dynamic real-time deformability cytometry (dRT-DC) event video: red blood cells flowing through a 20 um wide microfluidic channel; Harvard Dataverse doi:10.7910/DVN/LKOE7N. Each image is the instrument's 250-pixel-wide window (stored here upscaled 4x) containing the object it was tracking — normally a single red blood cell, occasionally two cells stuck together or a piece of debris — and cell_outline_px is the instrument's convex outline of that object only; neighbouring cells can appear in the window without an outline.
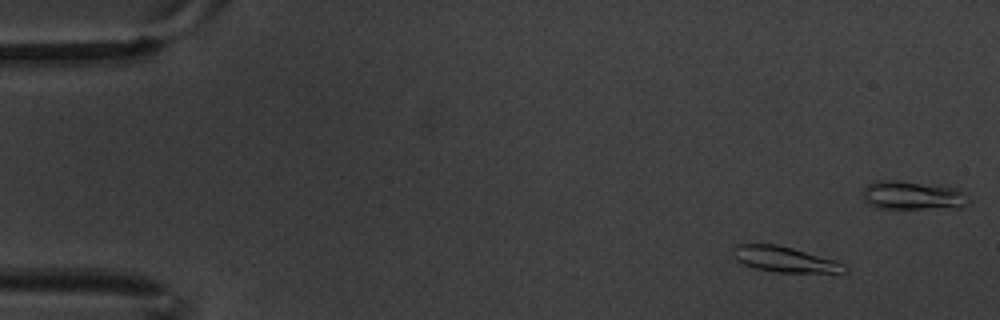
{"species": "common noctule bat (a hibernating species)", "species_latin": "Nyctalus noctula", "temperature_condition": "warm", "stored_images_in_passage": 8, "camera_frame_rate_fps": 3000, "um_per_image_px": 0.085, "animal": {"sex": "male", "body_mass_g": 20.1, "forearm_length_mm": 53.5}, "frame": {"image": 1, "passage_image": 2, "time_ms": 0.333, "image_size_px": [1000, 320], "cell_outline_px": [[848, 272], [776, 272], [756, 268], [744, 264], [736, 260], [732, 256], [732, 248], [736, 244], [776, 244], [792, 248], [836, 260], [844, 264], [848, 268]], "centroid_in_image_um": [66.67, 22.03], "position_along_channel_um": 18.3, "area_um2": 16.53}}
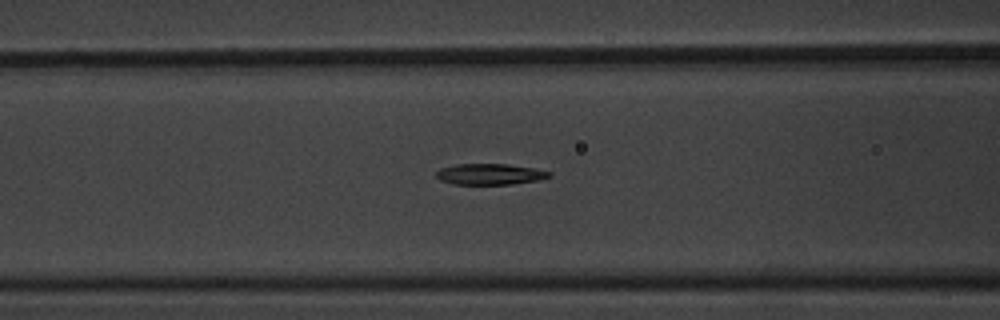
{"frame": {"image": 2, "passage_image": 8, "time_ms": 2.333, "image_size_px": [1000, 320], "cell_outline_px": [[552, 176], [536, 180], [512, 184], [456, 184], [440, 180], [436, 176], [436, 172], [440, 168], [456, 164], [508, 164], [532, 168], [552, 172]], "centroid_in_image_um": [41.63, 14.8], "position_along_channel_um": 125.0, "area_um2": 13.7}}